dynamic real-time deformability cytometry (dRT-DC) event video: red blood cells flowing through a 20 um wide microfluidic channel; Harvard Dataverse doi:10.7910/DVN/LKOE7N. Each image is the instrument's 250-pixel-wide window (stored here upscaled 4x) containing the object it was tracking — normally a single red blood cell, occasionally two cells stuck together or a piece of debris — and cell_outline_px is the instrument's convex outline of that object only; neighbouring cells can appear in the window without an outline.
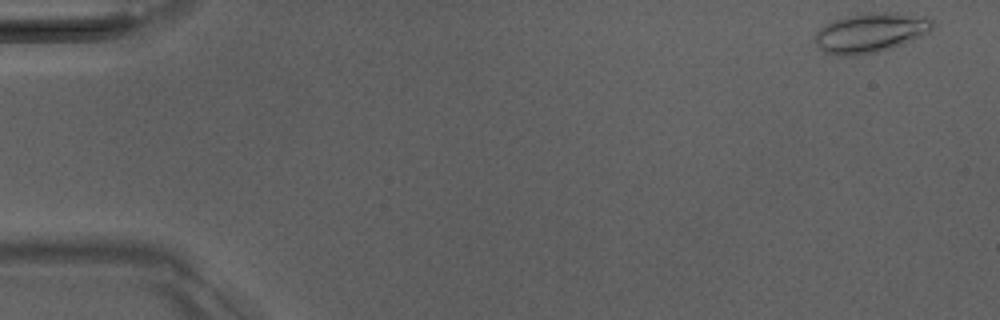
{"species": "Egyptian fruit bat (a non-hibernating species)", "species_latin": "Rousettus aegyptiacus", "temperature_condition": "room temperature", "stored_images_in_passage": 50, "camera_frame_rate_fps": 3000, "um_per_image_px": 0.085, "animal": {"sex": "male"}, "frame": {"image": 1, "passage_image": 1, "time_ms": 0.0, "image_size_px": [1000, 320], "cell_outline_px": [[936, 24], [928, 32], [912, 40], [876, 52], [852, 56], [840, 56], [824, 52], [812, 40], [816, 32], [820, 28], [836, 20], [848, 16], [864, 12], [896, 12], [928, 16]], "centroid_in_image_um": [74.01, 2.76], "position_along_channel_um": 11.0, "area_um2": 27.17}}
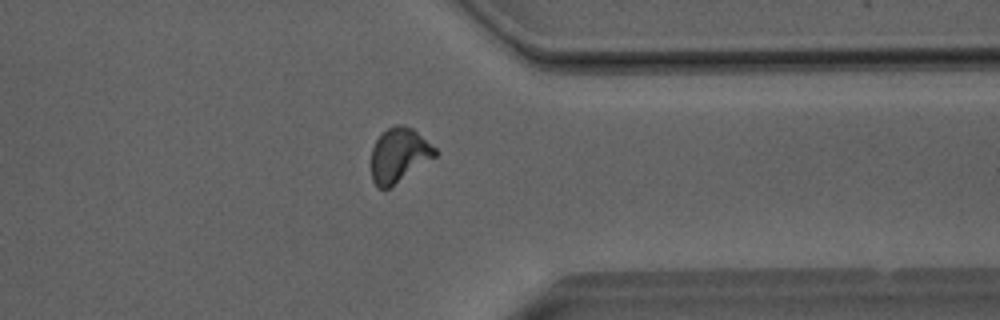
{"frame": {"image": 2, "passage_image": 39, "time_ms": 12.667, "image_size_px": [1000, 320], "cell_outline_px": [[440, 152], [436, 156], [388, 188], [376, 188], [372, 180], [372, 148], [376, 140], [388, 128], [396, 124], [400, 124], [412, 128], [436, 148]], "centroid_in_image_um": [33.92, 13.17], "position_along_channel_um": 377.5, "area_um2": 19.88}}
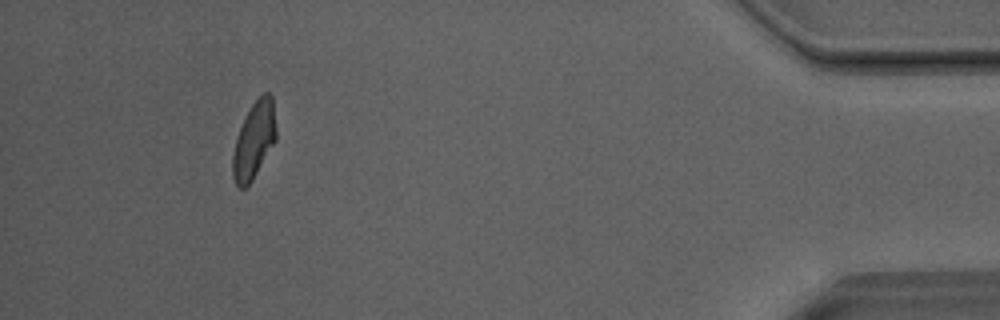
{"frame": {"image": 3, "passage_image": 46, "time_ms": 15.0, "image_size_px": [1000, 320], "cell_outline_px": [[276, 140], [252, 180], [244, 188], [240, 188], [236, 184], [232, 176], [232, 156], [236, 136], [244, 116], [252, 104], [264, 92], [268, 92], [272, 96], [276, 128]], "centroid_in_image_um": [21.58, 11.91], "position_along_channel_um": 413.6, "area_um2": 19.42}, "authors_computed_cell_mechanics": {"area_um2": 19.9699, "velocity_mm_per_s": 4.0444, "shape_relaxation_time_tau1_ms": 5.0069, "shape_relaxation_time_tau2_ms": 2.0678, "deformation_change_tau1": 0.1491, "deformation_change_tau2": 0.0714}}